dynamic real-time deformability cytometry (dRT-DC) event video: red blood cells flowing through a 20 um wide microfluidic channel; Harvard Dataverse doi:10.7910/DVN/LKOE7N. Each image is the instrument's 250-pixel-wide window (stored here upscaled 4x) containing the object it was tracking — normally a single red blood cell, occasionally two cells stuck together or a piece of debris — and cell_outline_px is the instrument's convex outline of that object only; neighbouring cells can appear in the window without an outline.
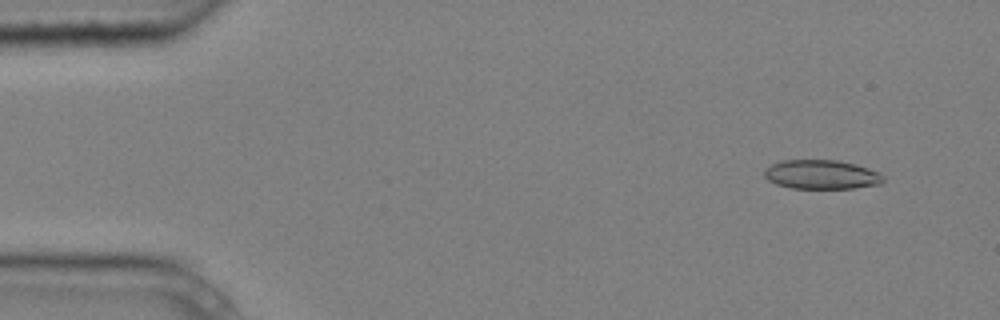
{"species": "common noctule bat (a hibernating species)", "species_latin": "Nyctalus noctula", "temperature_condition": "cold", "stored_images_in_passage": 5, "camera_frame_rate_fps": 3000, "um_per_image_px": 0.085, "animal": {"sex": "male", "body_mass_g": 20.4}, "frame": {"image": 1, "passage_image": 2, "time_ms": 0.333, "image_size_px": [1000, 320], "cell_outline_px": [[884, 180], [880, 184], [856, 188], [792, 188], [776, 184], [768, 180], [764, 176], [764, 168], [780, 160], [840, 160], [856, 164], [880, 172], [884, 176]], "centroid_in_image_um": [69.83, 14.83], "position_along_channel_um": 15.2, "area_um2": 20.4}}
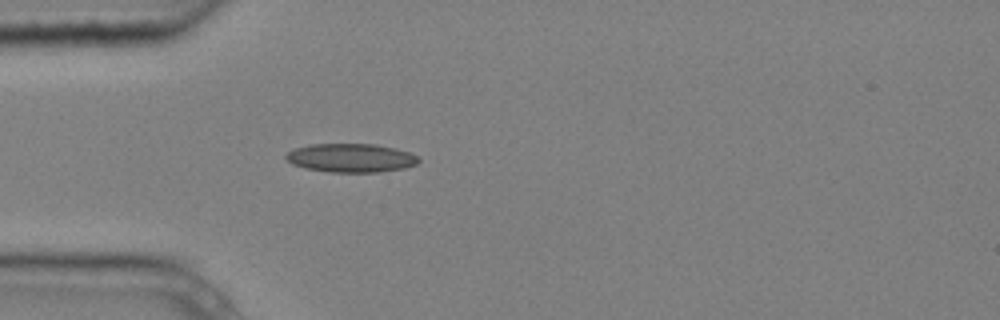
{"frame": {"image": 2, "passage_image": 5, "time_ms": 1.333, "image_size_px": [1000, 320], "cell_outline_px": [[420, 160], [416, 164], [404, 168], [380, 172], [328, 172], [304, 168], [292, 164], [284, 156], [288, 152], [296, 148], [312, 144], [376, 144], [396, 148], [408, 152], [416, 156]], "centroid_in_image_um": [29.82, 13.42], "position_along_channel_um": 55.2, "area_um2": 22.14}}